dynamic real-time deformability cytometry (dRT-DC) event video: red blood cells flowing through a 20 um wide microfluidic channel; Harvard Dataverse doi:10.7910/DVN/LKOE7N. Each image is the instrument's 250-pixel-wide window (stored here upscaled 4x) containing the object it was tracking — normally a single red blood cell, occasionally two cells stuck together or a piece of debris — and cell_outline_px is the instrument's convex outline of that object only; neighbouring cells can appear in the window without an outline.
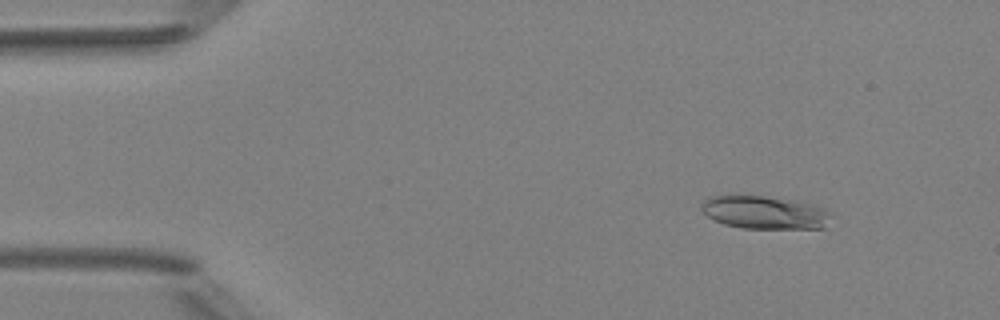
{"species": "Egyptian fruit bat (a non-hibernating species)", "species_latin": "Rousettus aegyptiacus", "temperature_condition": "room temperature", "stored_images_in_passage": 5, "camera_frame_rate_fps": 3000, "um_per_image_px": 0.085, "animal": {"sex": "female"}, "frame": {"image": 1, "passage_image": 2, "time_ms": 1.333, "image_size_px": [1000, 320], "cell_outline_px": [[832, 216], [824, 228], [740, 228], [724, 224], [712, 220], [700, 208], [700, 204], [708, 196], [732, 192], [736, 192], [796, 200], [812, 204], [824, 208], [832, 212]], "centroid_in_image_um": [64.92, 18.0], "position_along_channel_um": 20.1, "area_um2": 26.07}}
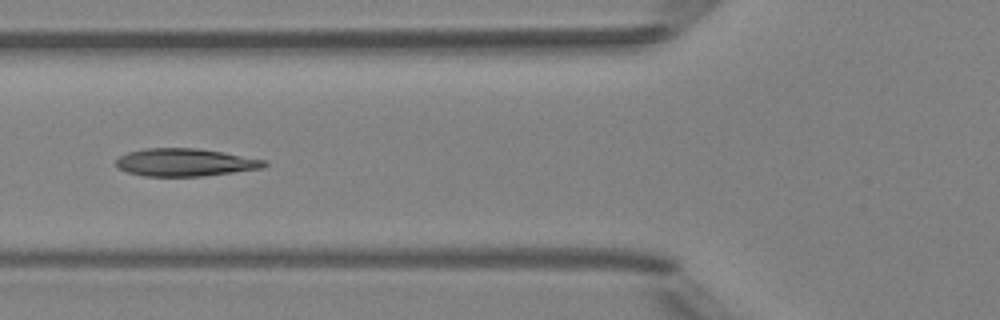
{"frame": {"image": 2, "passage_image": 5, "time_ms": 5.667, "image_size_px": [1000, 320], "cell_outline_px": [[268, 164], [264, 168], [204, 176], [144, 176], [128, 172], [120, 168], [116, 164], [116, 160], [120, 156], [128, 152], [144, 148], [196, 148], [224, 152], [268, 160]], "centroid_in_image_um": [15.79, 13.8], "position_along_channel_um": 110.0, "area_um2": 24.04}}